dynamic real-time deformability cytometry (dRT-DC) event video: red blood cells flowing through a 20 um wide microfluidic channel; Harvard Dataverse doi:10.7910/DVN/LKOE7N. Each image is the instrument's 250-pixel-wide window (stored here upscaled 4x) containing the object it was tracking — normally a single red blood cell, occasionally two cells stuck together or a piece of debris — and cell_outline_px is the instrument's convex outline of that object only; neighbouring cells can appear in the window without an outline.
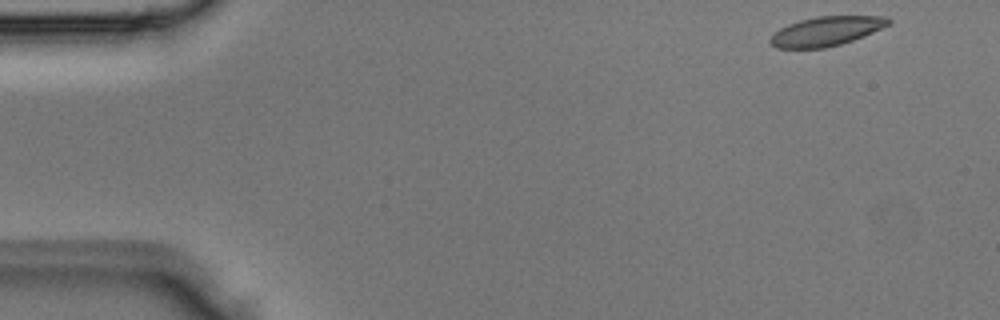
{"species": "Egyptian fruit bat (a non-hibernating species)", "species_latin": "Rousettus aegyptiacus", "temperature_condition": "room temperature", "stored_images_in_passage": 5, "camera_frame_rate_fps": 3000, "um_per_image_px": 0.085, "animal": {"sex": "male"}, "frame": {"image": 1, "passage_image": 1, "time_ms": 0.0, "image_size_px": [1000, 320], "cell_outline_px": [[892, 24], [864, 36], [840, 44], [824, 48], [776, 48], [768, 40], [780, 28], [788, 24], [800, 20], [816, 16], [888, 16], [892, 20]], "centroid_in_image_um": [70.28, 2.64], "position_along_channel_um": 14.7, "area_um2": 20.23}}
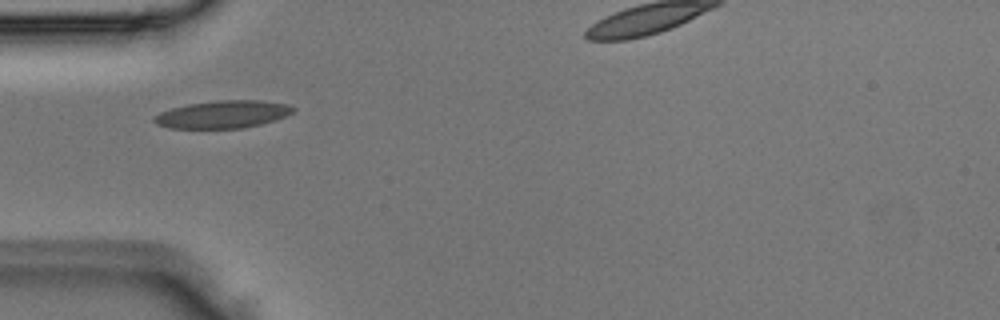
{"frame": {"image": 2, "passage_image": 4, "time_ms": 1.0, "image_size_px": [1000, 320], "cell_outline_px": [[296, 108], [292, 112], [284, 116], [260, 124], [244, 128], [168, 128], [156, 124], [152, 120], [152, 116], [160, 112], [172, 108], [188, 104], [216, 100], [260, 100], [288, 104]], "centroid_in_image_um": [18.89, 9.71], "position_along_channel_um": 66.1, "area_um2": 22.31}}
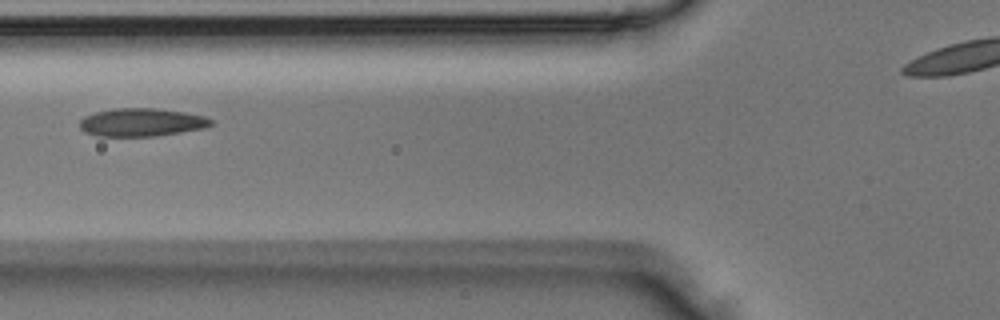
{"frame": {"image": 3, "passage_image": 5, "time_ms": 1.333, "image_size_px": [1000, 320], "cell_outline_px": [[212, 124], [204, 128], [156, 136], [96, 136], [84, 132], [80, 128], [80, 120], [84, 116], [96, 112], [112, 108], [156, 108], [184, 112], [204, 116], [212, 120]], "centroid_in_image_um": [12.0, 10.39], "position_along_channel_um": 113.8, "area_um2": 21.5}}